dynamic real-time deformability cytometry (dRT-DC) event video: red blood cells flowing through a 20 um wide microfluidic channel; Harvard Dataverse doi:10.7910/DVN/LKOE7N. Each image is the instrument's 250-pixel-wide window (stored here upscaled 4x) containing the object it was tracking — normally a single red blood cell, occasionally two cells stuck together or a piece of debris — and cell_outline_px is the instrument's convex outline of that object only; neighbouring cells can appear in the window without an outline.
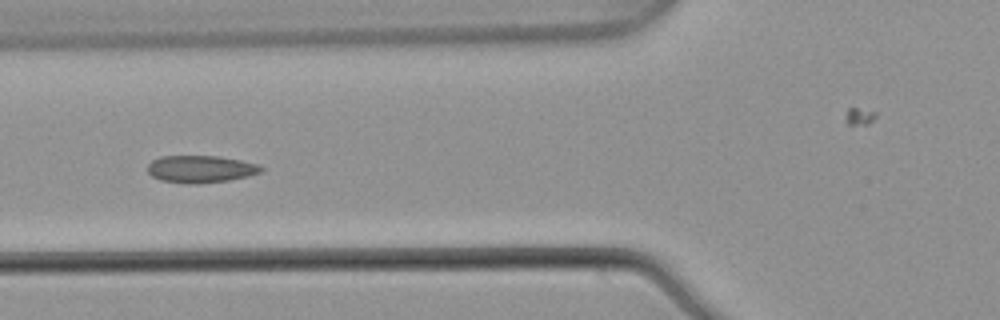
{"species": "common noctule bat (a hibernating species)", "species_latin": "Nyctalus noctula", "temperature_condition": "warm", "stored_images_in_passage": 6, "camera_frame_rate_fps": 3000, "um_per_image_px": 0.085, "animal": {"sex": "male", "body_mass_g": 21.5, "forearm_length_mm": 52.0}, "frame": {"image": 1, "passage_image": 6, "time_ms": 1.667, "image_size_px": [1000, 320], "cell_outline_px": [[264, 168], [260, 172], [248, 176], [228, 180], [200, 184], [188, 184], [160, 180], [152, 176], [148, 172], [148, 164], [152, 160], [160, 156], [220, 156], [260, 164]], "centroid_in_image_um": [17.05, 14.37], "position_along_channel_um": 108.7, "area_um2": 18.15}}